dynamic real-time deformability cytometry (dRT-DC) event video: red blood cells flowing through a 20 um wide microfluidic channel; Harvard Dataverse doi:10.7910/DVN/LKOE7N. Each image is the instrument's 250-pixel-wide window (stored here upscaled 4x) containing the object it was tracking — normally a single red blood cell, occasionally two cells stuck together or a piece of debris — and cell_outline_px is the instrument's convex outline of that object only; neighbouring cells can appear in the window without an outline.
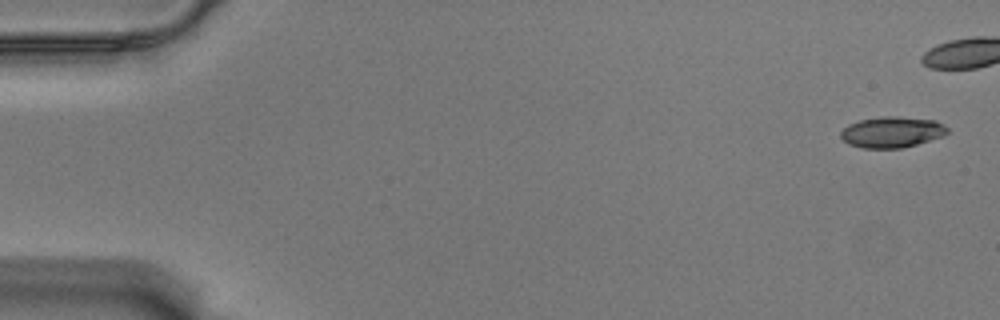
{"species": "Egyptian fruit bat (a non-hibernating species)", "species_latin": "Rousettus aegyptiacus", "temperature_condition": "warm", "stored_images_in_passage": 45, "camera_frame_rate_fps": 3000, "um_per_image_px": 0.085, "animal": {"sex": "male"}, "frame": {"image": 1, "passage_image": 1, "time_ms": 0.0, "image_size_px": [1000, 320], "cell_outline_px": [[948, 132], [944, 136], [916, 144], [900, 148], [864, 148], [848, 144], [840, 136], [840, 132], [848, 124], [860, 120], [884, 116], [896, 116], [936, 120], [944, 124], [948, 128]], "centroid_in_image_um": [75.83, 11.22], "position_along_channel_um": 9.2, "area_um2": 19.25}}
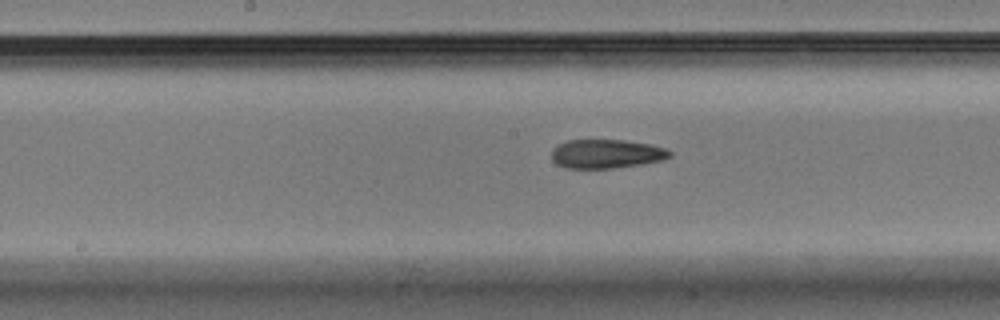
{"frame": {"image": 2, "passage_image": 29, "time_ms": 9.333, "image_size_px": [1000, 320], "cell_outline_px": [[672, 156], [660, 160], [640, 164], [612, 168], [564, 168], [556, 164], [552, 160], [552, 148], [568, 140], [624, 140], [652, 144], [668, 148], [672, 152]], "centroid_in_image_um": [51.55, 13.07], "position_along_channel_um": 196.6, "area_um2": 20.0}}
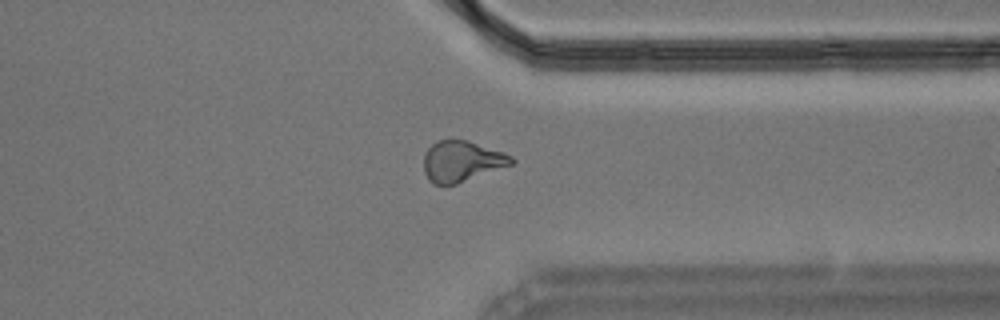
{"frame": {"image": 3, "passage_image": 44, "time_ms": 14.333, "image_size_px": [1000, 320], "cell_outline_px": [[516, 160], [512, 164], [456, 184], [432, 184], [428, 180], [424, 172], [424, 152], [436, 140], [468, 140], [504, 152], [512, 156]], "centroid_in_image_um": [39.23, 13.7], "position_along_channel_um": 372.2, "area_um2": 20.87}}